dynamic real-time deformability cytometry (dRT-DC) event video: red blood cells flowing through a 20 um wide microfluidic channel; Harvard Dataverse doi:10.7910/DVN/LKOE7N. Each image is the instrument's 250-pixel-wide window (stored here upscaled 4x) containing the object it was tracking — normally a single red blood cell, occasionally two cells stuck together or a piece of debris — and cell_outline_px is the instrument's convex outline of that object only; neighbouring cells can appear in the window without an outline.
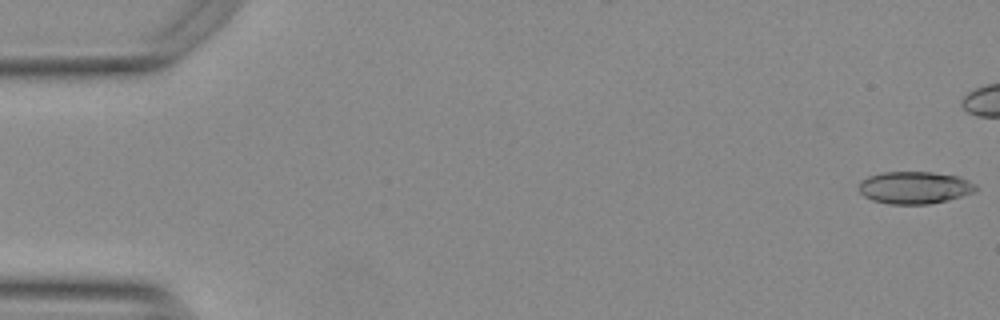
{"species": "Egyptian fruit bat (a non-hibernating species)", "species_latin": "Rousettus aegyptiacus", "temperature_condition": "warm", "stored_images_in_passage": 13, "camera_frame_rate_fps": 3000, "um_per_image_px": 0.085, "animal": {"sex": "female"}, "frame": {"image": 1, "passage_image": 1, "time_ms": 0.0, "image_size_px": [1000, 320], "cell_outline_px": [[976, 188], [972, 192], [948, 200], [928, 204], [888, 204], [872, 200], [864, 196], [860, 192], [860, 180], [868, 176], [880, 172], [932, 172], [960, 176], [976, 184]], "centroid_in_image_um": [77.72, 15.94], "position_along_channel_um": 7.3, "area_um2": 22.02}}